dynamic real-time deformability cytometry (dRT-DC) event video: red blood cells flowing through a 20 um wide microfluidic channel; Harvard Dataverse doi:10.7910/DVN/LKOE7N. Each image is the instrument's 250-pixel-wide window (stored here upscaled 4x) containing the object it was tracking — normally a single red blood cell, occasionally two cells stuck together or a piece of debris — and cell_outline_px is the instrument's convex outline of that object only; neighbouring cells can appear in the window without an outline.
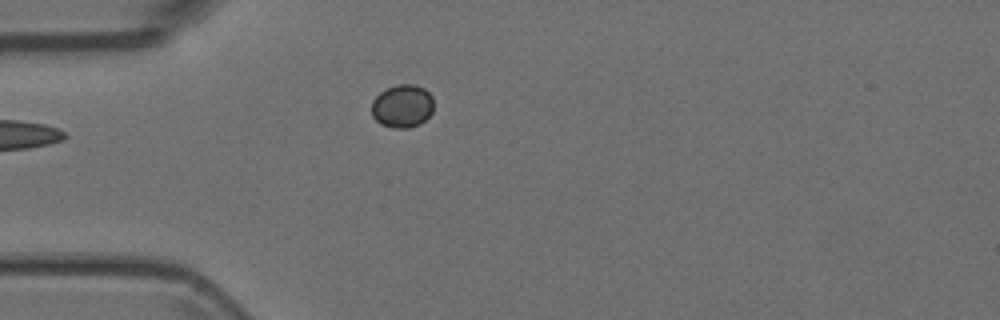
{"species": "Egyptian fruit bat (a non-hibernating species)", "species_latin": "Rousettus aegyptiacus", "temperature_condition": "room temperature", "stored_images_in_passage": 4, "camera_frame_rate_fps": 3000, "um_per_image_px": 0.085, "animal": {"sex": "female"}, "frame": {"image": 1, "passage_image": 4, "time_ms": 1.0, "image_size_px": [1000, 320], "cell_outline_px": [[432, 112], [424, 120], [408, 128], [392, 128], [380, 124], [372, 116], [372, 100], [380, 92], [396, 84], [416, 84], [424, 88], [432, 96]], "centroid_in_image_um": [34.17, 9.0], "position_along_channel_um": 50.8, "area_um2": 15.55}}